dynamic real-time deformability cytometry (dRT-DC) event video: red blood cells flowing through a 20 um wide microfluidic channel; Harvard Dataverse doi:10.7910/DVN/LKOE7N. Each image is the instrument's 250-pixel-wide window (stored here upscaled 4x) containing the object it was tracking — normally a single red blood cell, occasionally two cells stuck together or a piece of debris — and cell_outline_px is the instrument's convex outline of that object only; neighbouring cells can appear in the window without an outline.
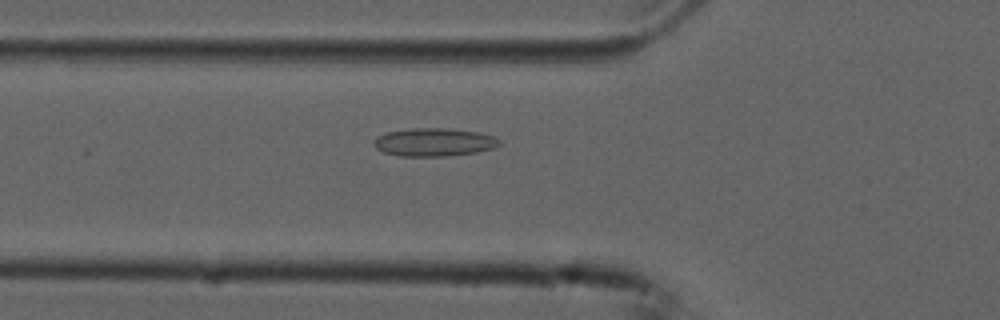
{"species": "common noctule bat (a hibernating species)", "species_latin": "Nyctalus noctula", "temperature_condition": "cold", "stored_images_in_passage": 54, "camera_frame_rate_fps": 3000, "um_per_image_px": 0.085, "animal": {"sex": "male", "forearm_length_mm": 52.5}, "frame": {"image": 1, "passage_image": 19, "time_ms": 6.0, "image_size_px": [1000, 320], "cell_outline_px": [[500, 144], [496, 148], [476, 152], [448, 156], [400, 156], [384, 152], [376, 148], [372, 144], [380, 136], [388, 132], [412, 128], [448, 128], [476, 132], [496, 136], [500, 140]], "centroid_in_image_um": [36.95, 12.09], "position_along_channel_um": 88.9, "area_um2": 20.52}}
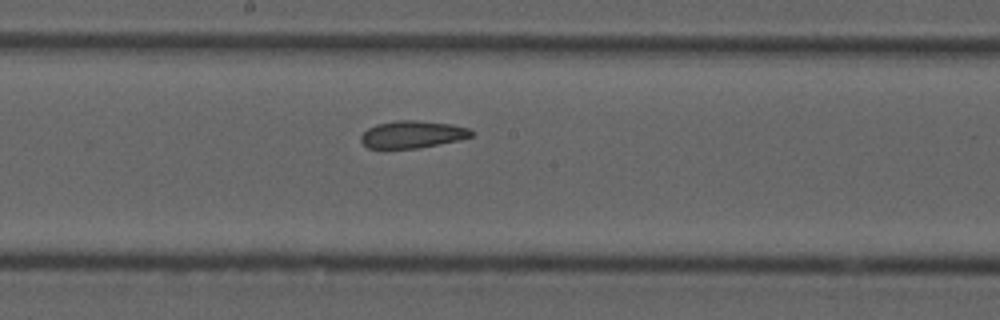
{"frame": {"image": 2, "passage_image": 29, "time_ms": 9.333, "image_size_px": [1000, 320], "cell_outline_px": [[476, 132], [472, 136], [460, 140], [420, 148], [384, 152], [380, 152], [368, 148], [360, 140], [360, 136], [368, 128], [376, 124], [396, 120], [420, 120], [452, 124], [468, 128]], "centroid_in_image_um": [35.0, 11.47], "position_along_channel_um": 213.2, "area_um2": 18.55}}
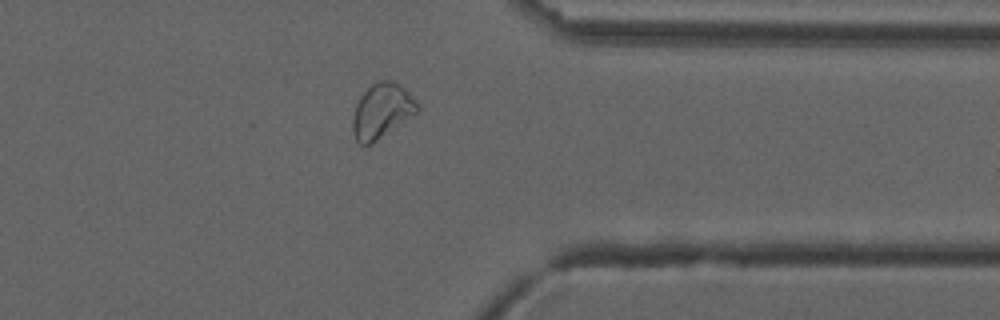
{"frame": {"image": 3, "passage_image": 43, "time_ms": 14.0, "image_size_px": [1000, 320], "cell_outline_px": [[420, 108], [416, 112], [372, 144], [360, 144], [356, 140], [352, 132], [352, 120], [356, 104], [360, 96], [376, 80], [392, 80], [400, 84], [420, 104]], "centroid_in_image_um": [32.44, 9.4], "position_along_channel_um": 379.0, "area_um2": 20.52}, "authors_computed_cell_mechanics": {"area_um2": 21.0392, "velocity_mm_per_s": 3.7215, "shape_relaxation_time_tau1_ms": null, "shape_relaxation_time_tau2_ms": 2.7894, "deformation_change_tau1": null, "deformation_change_tau2": 0.0919}}